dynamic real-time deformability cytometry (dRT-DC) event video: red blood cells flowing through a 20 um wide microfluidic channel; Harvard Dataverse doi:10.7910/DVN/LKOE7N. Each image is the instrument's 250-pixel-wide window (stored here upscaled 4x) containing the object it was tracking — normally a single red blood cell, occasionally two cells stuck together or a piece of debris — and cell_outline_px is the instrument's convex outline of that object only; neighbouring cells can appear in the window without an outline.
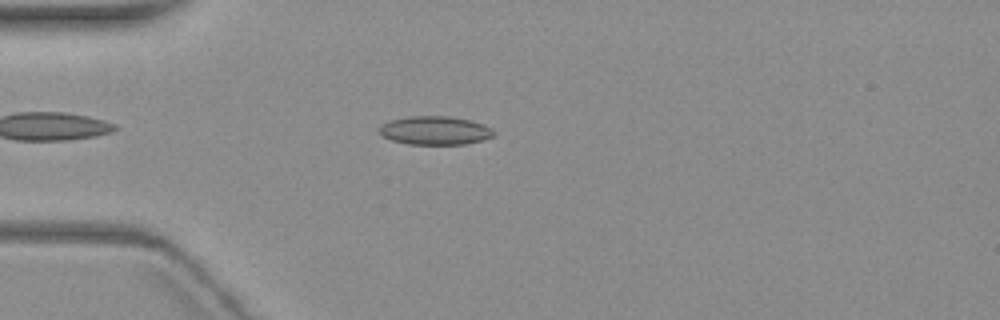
{"species": "common noctule bat (a hibernating species)", "species_latin": "Nyctalus noctula", "temperature_condition": "warm", "stored_images_in_passage": 4, "camera_frame_rate_fps": 3000, "um_per_image_px": 0.085, "animal": {"sex": "female", "body_mass_g": 19.3, "forearm_length_mm": 54.1}, "frame": {"image": 1, "passage_image": 4, "time_ms": 3.333, "image_size_px": [1000, 320], "cell_outline_px": [[496, 132], [492, 136], [480, 140], [464, 144], [408, 144], [392, 140], [384, 136], [376, 128], [380, 124], [392, 120], [412, 116], [448, 116], [472, 120], [484, 124], [492, 128]], "centroid_in_image_um": [36.98, 11.08], "position_along_channel_um": 48.0, "area_um2": 19.02}}